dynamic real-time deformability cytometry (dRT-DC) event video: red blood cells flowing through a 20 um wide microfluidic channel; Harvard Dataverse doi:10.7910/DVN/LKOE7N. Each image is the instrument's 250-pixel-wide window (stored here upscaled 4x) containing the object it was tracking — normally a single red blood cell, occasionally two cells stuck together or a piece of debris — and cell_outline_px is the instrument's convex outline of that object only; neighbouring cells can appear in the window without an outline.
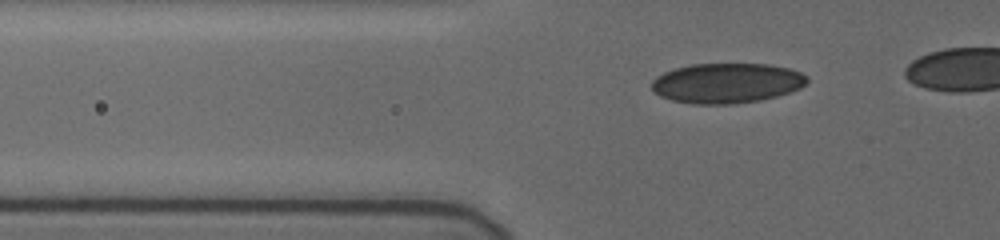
{"species": "human", "species_latin": "Homo sapiens", "temperature_condition": "cold", "stored_images_in_passage": 31, "camera_frame_rate_fps": 3000, "um_per_image_px": 0.085, "donor": {"sex": "female"}, "frame": {"image": 1, "passage_image": 17, "time_ms": 5.333, "image_size_px": [1000, 240], "cell_outline_px": [[808, 80], [800, 88], [776, 96], [760, 100], [732, 104], [692, 104], [672, 100], [660, 96], [652, 92], [652, 80], [656, 76], [664, 72], [676, 68], [692, 64], [768, 64], [788, 68], [800, 72], [808, 76]], "centroid_in_image_um": [61.74, 7.06], "position_along_channel_um": 64.1, "area_um2": 36.24}}
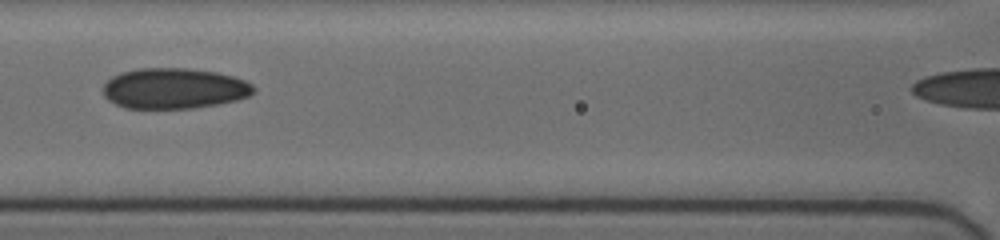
{"frame": {"image": 2, "passage_image": 25, "time_ms": 8.0, "image_size_px": [1000, 240], "cell_outline_px": [[256, 88], [248, 96], [236, 100], [216, 104], [192, 108], [124, 108], [108, 100], [104, 96], [104, 84], [112, 76], [120, 72], [136, 68], [188, 68], [216, 72], [232, 76], [244, 80], [252, 84]], "centroid_in_image_um": [14.77, 7.51], "position_along_channel_um": 151.8, "area_um2": 35.6}}
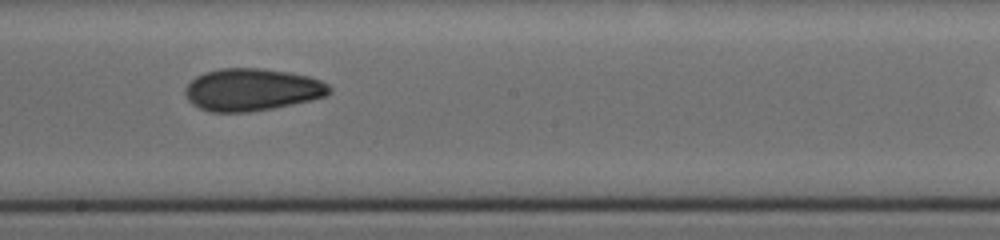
{"frame": {"image": 3, "passage_image": 31, "time_ms": 10.0, "image_size_px": [1000, 240], "cell_outline_px": [[332, 92], [328, 96], [292, 104], [272, 108], [248, 112], [212, 112], [200, 108], [192, 104], [188, 100], [184, 92], [184, 88], [196, 76], [204, 72], [220, 68], [260, 68], [288, 72], [308, 76], [320, 80], [328, 84], [332, 88]], "centroid_in_image_um": [21.42, 7.62], "position_along_channel_um": 226.8, "area_um2": 35.66}}